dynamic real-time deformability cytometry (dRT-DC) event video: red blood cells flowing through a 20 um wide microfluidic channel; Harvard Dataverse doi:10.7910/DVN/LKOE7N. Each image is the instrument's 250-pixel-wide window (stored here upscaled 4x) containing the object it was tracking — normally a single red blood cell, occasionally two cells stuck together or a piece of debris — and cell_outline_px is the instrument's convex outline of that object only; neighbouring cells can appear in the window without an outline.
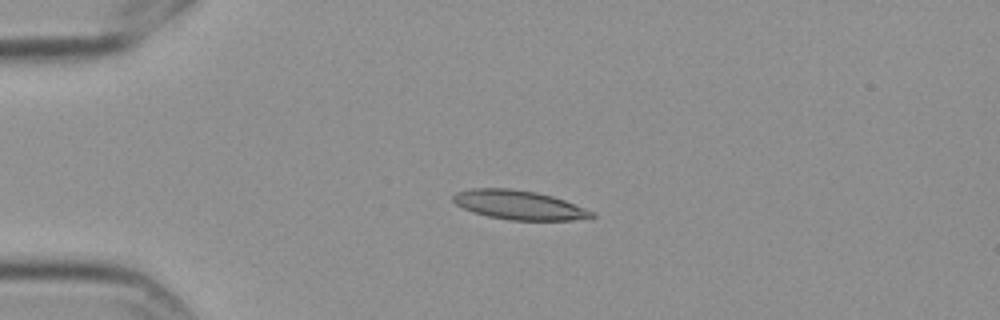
{"species": "Egyptian fruit bat (a non-hibernating species)", "species_latin": "Rousettus aegyptiacus", "temperature_condition": "cold", "stored_images_in_passage": 4, "camera_frame_rate_fps": 3000, "um_per_image_px": 0.085, "frame": {"image": 1, "passage_image": 3, "time_ms": 0.667, "image_size_px": [1000, 320], "cell_outline_px": [[596, 216], [572, 220], [508, 220], [488, 216], [472, 212], [456, 204], [452, 200], [452, 196], [456, 192], [472, 188], [508, 188], [536, 192], [552, 196], [564, 200], [596, 212]], "centroid_in_image_um": [44.1, 17.42], "position_along_channel_um": 40.9, "area_um2": 23.52}}